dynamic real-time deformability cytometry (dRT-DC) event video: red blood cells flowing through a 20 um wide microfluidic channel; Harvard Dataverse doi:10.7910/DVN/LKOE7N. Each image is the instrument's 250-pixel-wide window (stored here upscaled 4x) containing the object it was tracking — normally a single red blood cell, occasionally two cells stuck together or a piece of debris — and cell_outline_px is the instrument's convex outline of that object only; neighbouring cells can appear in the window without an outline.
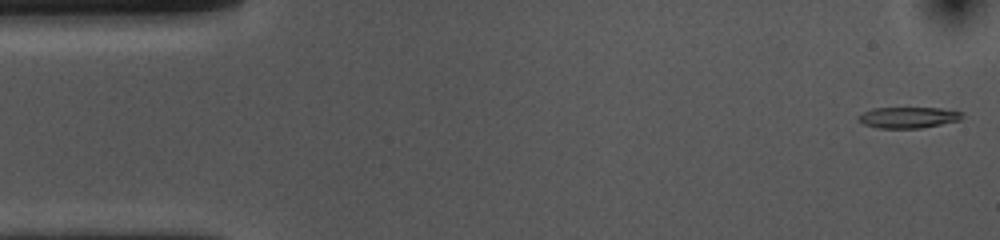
{"species": "common noctule bat (a hibernating species)", "species_latin": "Nyctalus noctula", "temperature_condition": "cold", "stored_images_in_passage": 53, "camera_frame_rate_fps": 3000, "um_per_image_px": 0.085, "animal": {"sex": "female", "body_mass_g": 10.0, "forearm_length_mm": 53.1}, "frame": {"image": 1, "passage_image": 1, "time_ms": 0.0, "image_size_px": [1000, 240], "cell_outline_px": [[964, 116], [960, 120], [920, 128], [880, 128], [864, 124], [856, 116], [872, 108], [940, 108], [964, 112]], "centroid_in_image_um": [77.23, 9.98], "position_along_channel_um": 7.8, "area_um2": 12.66}}
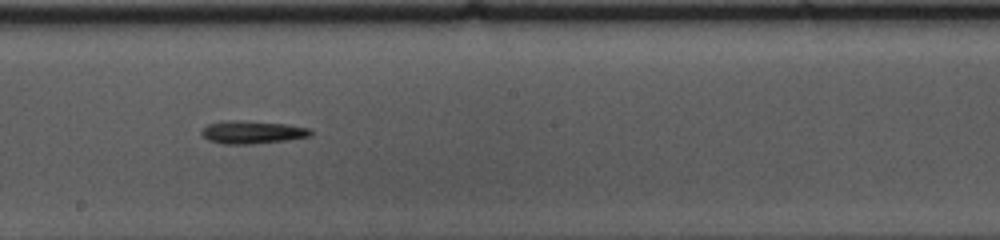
{"frame": {"image": 2, "passage_image": 28, "time_ms": 9.0, "image_size_px": [1000, 240], "cell_outline_px": [[312, 132], [308, 136], [288, 140], [252, 144], [220, 144], [208, 140], [200, 132], [208, 124], [220, 120], [228, 120], [288, 124], [308, 128]], "centroid_in_image_um": [21.39, 11.24], "position_along_channel_um": 226.8, "area_um2": 14.45}}
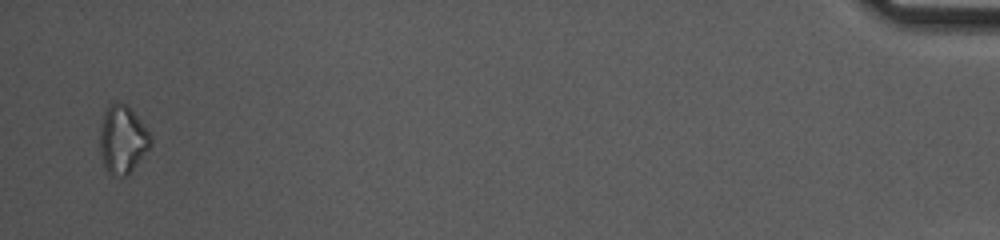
{"frame": {"image": 3, "passage_image": 52, "time_ms": 17.0, "image_size_px": [1000, 240], "cell_outline_px": [[152, 144], [128, 176], [112, 176], [104, 168], [100, 152], [100, 128], [104, 112], [108, 104], [116, 100], [128, 104], [152, 136]], "centroid_in_image_um": [10.41, 11.84], "position_along_channel_um": 424.8, "area_um2": 20.52}, "authors_computed_cell_mechanics": {"area_um2": 13.872, "velocity_mm_per_s": 3.6402, "shape_relaxation_time_tau1_ms": 5.1563, "shape_relaxation_time_tau2_ms": null, "deformation_change_tau1": 0.1919, "deformation_change_tau2": null}}